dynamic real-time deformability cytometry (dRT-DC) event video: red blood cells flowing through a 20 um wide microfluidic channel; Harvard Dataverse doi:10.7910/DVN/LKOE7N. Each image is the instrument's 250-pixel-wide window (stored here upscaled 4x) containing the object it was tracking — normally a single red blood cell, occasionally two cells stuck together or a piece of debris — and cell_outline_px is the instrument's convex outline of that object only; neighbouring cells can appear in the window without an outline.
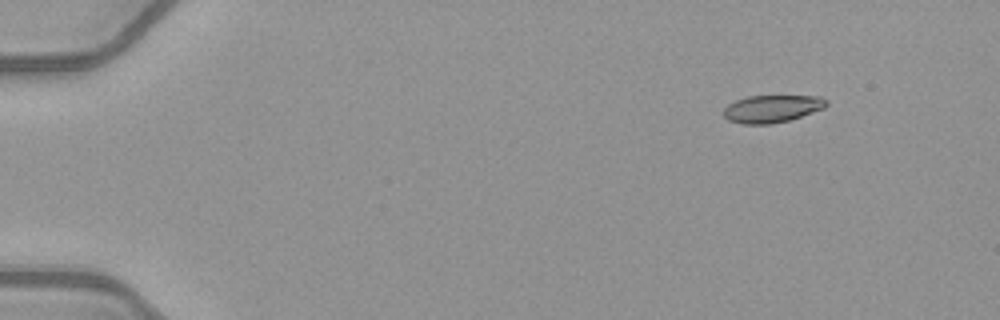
{"species": "common noctule bat (a hibernating species)", "species_latin": "Nyctalus noctula", "temperature_condition": "warm", "stored_images_in_passage": 47, "camera_frame_rate_fps": 3000, "um_per_image_px": 0.085, "animal": {"sex": "female", "body_mass_g": 21.9}, "frame": {"image": 1, "passage_image": 1, "time_ms": 0.0, "image_size_px": [1000, 320], "cell_outline_px": [[828, 104], [824, 108], [788, 120], [768, 124], [744, 124], [728, 120], [724, 116], [724, 108], [728, 104], [736, 100], [748, 96], [820, 96], [828, 100]], "centroid_in_image_um": [65.62, 9.23], "position_along_channel_um": 19.4, "area_um2": 16.3}}
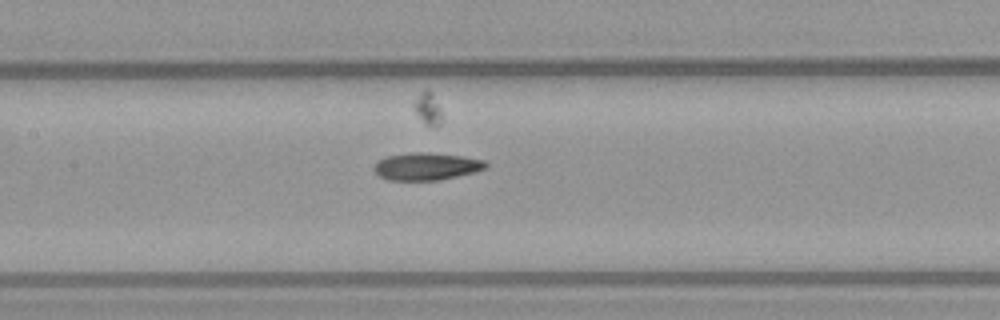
{"frame": {"image": 2, "passage_image": 21, "time_ms": 6.667, "image_size_px": [1000, 320], "cell_outline_px": [[488, 168], [440, 180], [388, 180], [380, 176], [372, 168], [384, 156], [412, 152], [428, 152], [464, 156], [484, 160], [488, 164]], "centroid_in_image_um": [36.25, 14.13], "position_along_channel_um": 171.1, "area_um2": 17.86}}
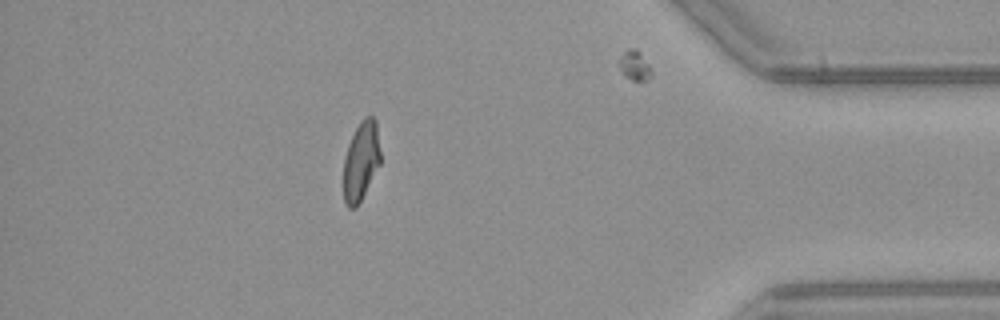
{"frame": {"image": 3, "passage_image": 41, "time_ms": 13.333, "image_size_px": [1000, 320], "cell_outline_px": [[380, 164], [356, 208], [348, 208], [344, 204], [344, 156], [348, 144], [360, 120], [364, 116], [372, 116], [376, 120], [380, 152]], "centroid_in_image_um": [30.68, 13.68], "position_along_channel_um": 404.5, "area_um2": 16.99}, "authors_computed_cell_mechanics": {"area_um2": 17.5134, "velocity_mm_per_s": 4.0708, "shape_relaxation_time_tau1_ms": 11.0684, "shape_relaxation_time_tau2_ms": 1.9879, "deformation_change_tau1": 0.2675, "deformation_change_tau2": 0.0775}}